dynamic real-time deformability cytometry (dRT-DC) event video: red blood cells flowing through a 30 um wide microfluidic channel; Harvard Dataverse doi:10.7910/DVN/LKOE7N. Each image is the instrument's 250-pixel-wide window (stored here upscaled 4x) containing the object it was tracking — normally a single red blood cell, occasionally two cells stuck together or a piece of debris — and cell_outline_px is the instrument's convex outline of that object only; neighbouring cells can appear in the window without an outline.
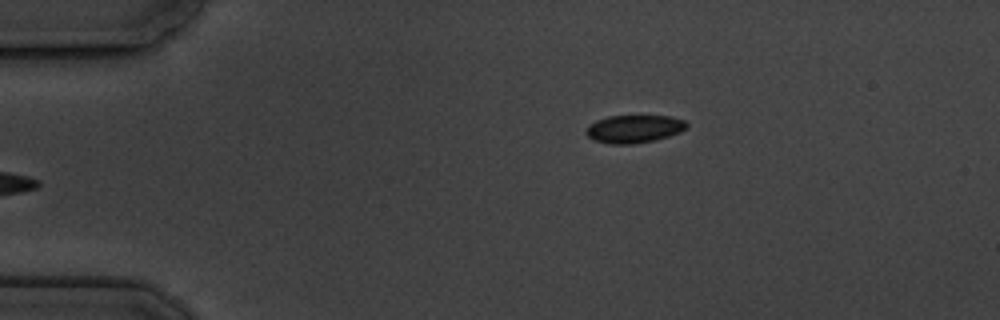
{"species": "common noctule bat (a hibernating species)", "species_latin": "Nyctalus noctula", "temperature_condition": "cold", "stored_images_in_passage": 4, "camera_frame_rate_fps": 3000, "um_per_image_px": 0.085, "animal": {"sex": "male", "body_mass_g": 19.5, "forearm_length_mm": 54.6}, "frame": {"image": 1, "passage_image": 4, "time_ms": 4.333, "image_size_px": [1000, 320], "cell_outline_px": [[688, 124], [680, 132], [668, 136], [652, 140], [632, 144], [612, 144], [592, 140], [584, 132], [596, 120], [608, 116], [672, 116], [684, 120]], "centroid_in_image_um": [53.88, 10.95], "position_along_channel_um": 31.1, "area_um2": 16.13}}